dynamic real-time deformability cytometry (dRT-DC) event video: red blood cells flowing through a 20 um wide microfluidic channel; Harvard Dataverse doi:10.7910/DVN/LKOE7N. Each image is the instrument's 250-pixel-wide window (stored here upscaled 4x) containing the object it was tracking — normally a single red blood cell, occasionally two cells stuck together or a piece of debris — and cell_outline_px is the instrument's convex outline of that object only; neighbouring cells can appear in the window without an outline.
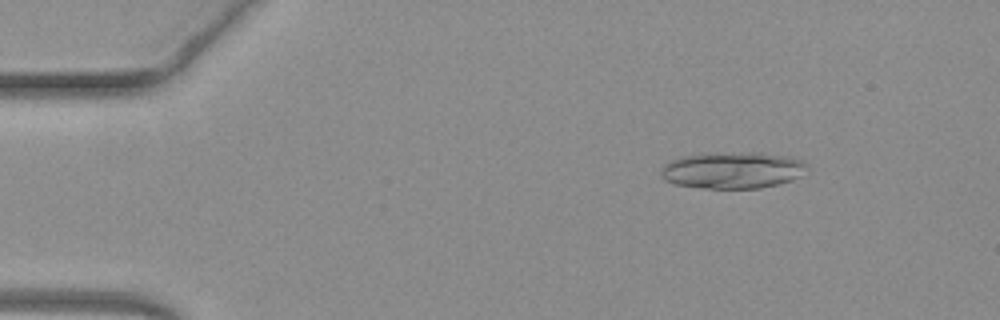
{"species": "common noctule bat (a hibernating species)", "species_latin": "Nyctalus noctula", "temperature_condition": "warm", "stored_images_in_passage": 50, "camera_frame_rate_fps": 3000, "um_per_image_px": 0.085, "animal": {"sex": "female", "body_mass_g": 19.3, "forearm_length_mm": 54.1}, "frame": {"image": 1, "passage_image": 7, "time_ms": 2.0, "image_size_px": [1000, 320], "cell_outline_px": [[812, 168], [800, 176], [792, 180], [760, 188], [704, 188], [676, 184], [664, 180], [660, 172], [664, 164], [672, 160], [688, 156], [752, 152], [760, 152], [784, 156], [800, 160], [808, 164]], "centroid_in_image_um": [62.34, 14.48], "position_along_channel_um": 22.7, "area_um2": 30.69}}